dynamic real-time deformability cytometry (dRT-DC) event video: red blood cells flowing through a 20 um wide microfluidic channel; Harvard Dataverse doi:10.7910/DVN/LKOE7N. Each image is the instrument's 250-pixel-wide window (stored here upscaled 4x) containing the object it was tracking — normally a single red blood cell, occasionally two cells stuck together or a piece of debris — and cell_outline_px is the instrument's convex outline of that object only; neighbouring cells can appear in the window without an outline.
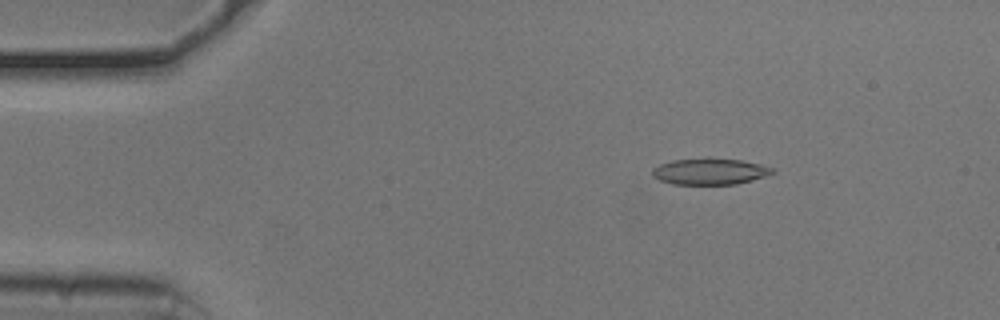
{"species": "common noctule bat (a hibernating species)", "species_latin": "Nyctalus noctula", "temperature_condition": "cold", "stored_images_in_passage": 52, "camera_frame_rate_fps": 3000, "um_per_image_px": 0.085, "animal": {"sex": "male", "body_mass_g": 20.5, "forearm_length_mm": 52.5}, "frame": {"image": 1, "passage_image": 7, "time_ms": 2.0, "image_size_px": [1000, 320], "cell_outline_px": [[776, 172], [752, 180], [736, 184], [672, 184], [660, 180], [652, 176], [652, 168], [660, 164], [672, 160], [708, 156], [740, 160], [760, 164], [772, 168]], "centroid_in_image_um": [60.3, 14.55], "position_along_channel_um": 24.7, "area_um2": 18.73}}
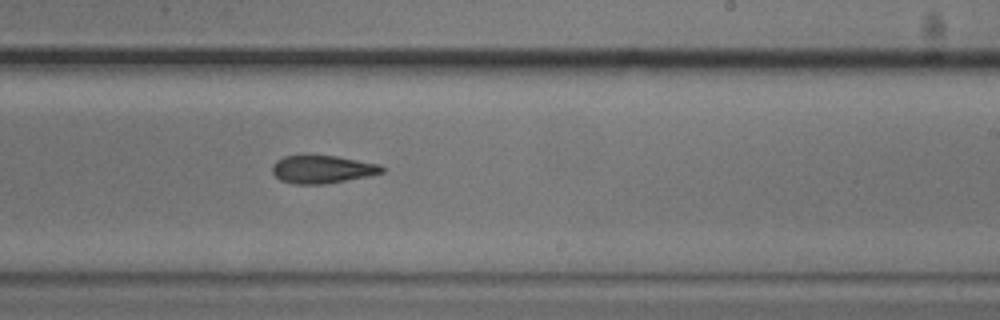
{"frame": {"image": 2, "passage_image": 31, "time_ms": 10.0, "image_size_px": [1000, 320], "cell_outline_px": [[384, 172], [368, 176], [324, 184], [292, 184], [280, 180], [272, 172], [272, 164], [276, 160], [284, 156], [336, 156], [380, 164], [384, 168]], "centroid_in_image_um": [27.38, 14.4], "position_along_channel_um": 261.6, "area_um2": 17.74}}
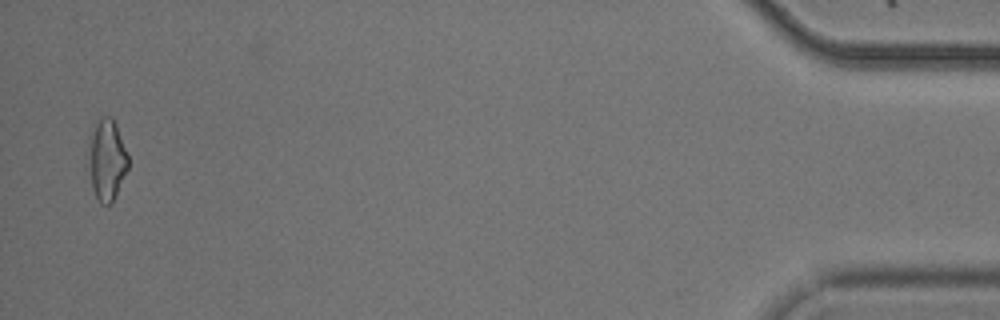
{"frame": {"image": 3, "passage_image": 51, "time_ms": 16.667, "image_size_px": [1000, 320], "cell_outline_px": [[128, 168], [112, 204], [100, 204], [92, 188], [84, 168], [84, 156], [88, 136], [96, 124], [104, 116], [112, 116], [116, 124], [128, 156]], "centroid_in_image_um": [8.98, 13.61], "position_along_channel_um": 426.2, "area_um2": 19.83}, "authors_computed_cell_mechanics": {"area_um2": 18.4382, "velocity_mm_per_s": 3.7812, "shape_relaxation_time_tau1_ms": 5.9848, "shape_relaxation_time_tau2_ms": 4.3789, "deformation_change_tau1": 0.1628, "deformation_change_tau2": 0.1384}}